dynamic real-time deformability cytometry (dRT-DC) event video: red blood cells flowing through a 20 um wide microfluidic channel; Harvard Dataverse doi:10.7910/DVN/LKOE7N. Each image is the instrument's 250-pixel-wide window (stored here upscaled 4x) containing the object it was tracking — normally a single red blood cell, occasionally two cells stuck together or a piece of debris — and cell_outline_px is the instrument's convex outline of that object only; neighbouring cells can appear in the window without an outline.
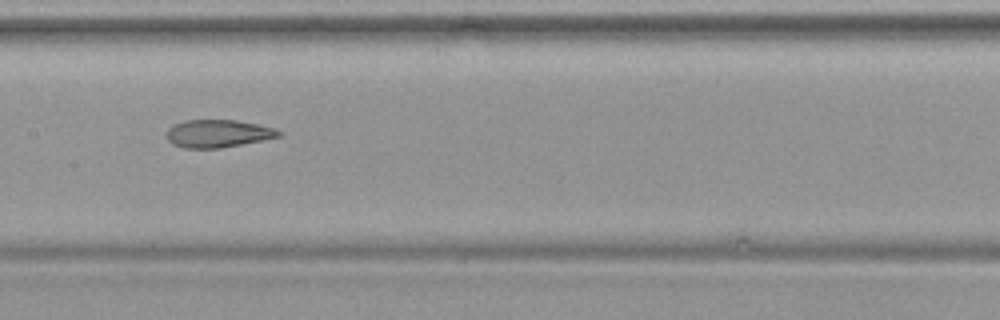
{"species": "common noctule bat (a hibernating species)", "species_latin": "Nyctalus noctula", "temperature_condition": "warm", "stored_images_in_passage": 35, "camera_frame_rate_fps": 3000, "um_per_image_px": 0.085, "animal": {"sex": "female", "body_mass_g": 19.9}, "frame": {"image": 1, "passage_image": 11, "time_ms": 3.333, "image_size_px": [1000, 320], "cell_outline_px": [[284, 132], [280, 136], [264, 140], [220, 148], [184, 148], [172, 144], [168, 140], [168, 128], [172, 124], [184, 120], [236, 120], [276, 128]], "centroid_in_image_um": [18.54, 11.35], "position_along_channel_um": 188.9, "area_um2": 18.21}}
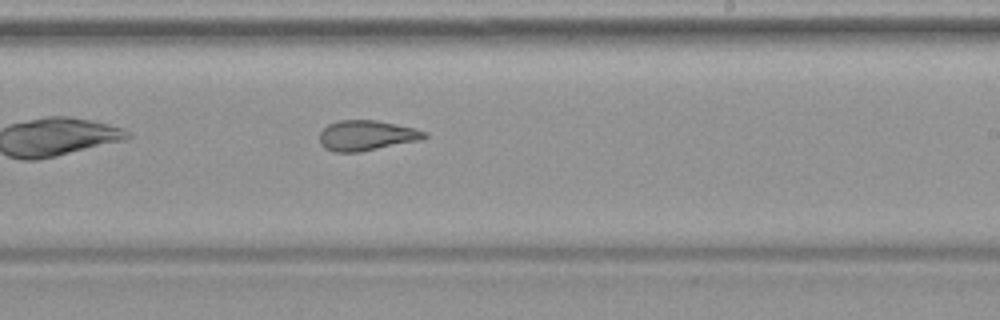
{"frame": {"image": 2, "passage_image": 16, "time_ms": 5.0, "image_size_px": [1000, 320], "cell_outline_px": [[428, 136], [420, 140], [360, 152], [332, 152], [324, 148], [320, 144], [320, 132], [328, 124], [336, 120], [376, 120], [412, 128], [428, 132]], "centroid_in_image_um": [31.12, 11.52], "position_along_channel_um": 257.9, "area_um2": 18.5}}